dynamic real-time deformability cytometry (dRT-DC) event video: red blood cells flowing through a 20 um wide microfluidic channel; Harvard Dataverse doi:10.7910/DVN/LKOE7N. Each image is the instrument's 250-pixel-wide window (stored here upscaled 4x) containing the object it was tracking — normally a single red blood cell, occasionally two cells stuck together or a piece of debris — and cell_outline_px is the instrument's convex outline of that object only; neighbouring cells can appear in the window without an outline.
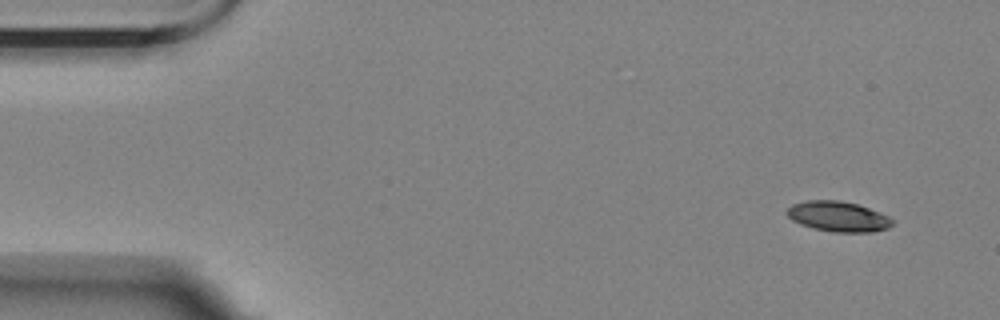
{"species": "Egyptian fruit bat (a non-hibernating species)", "species_latin": "Rousettus aegyptiacus", "temperature_condition": "room temperature", "stored_images_in_passage": 5, "camera_frame_rate_fps": 3000, "um_per_image_px": 0.085, "animal": {"sex": "female"}, "frame": {"image": 1, "passage_image": 1, "time_ms": 0.0, "image_size_px": [1000, 320], "cell_outline_px": [[896, 220], [888, 228], [872, 232], [832, 232], [812, 228], [800, 224], [792, 220], [784, 212], [792, 204], [808, 200], [840, 200], [856, 204], [868, 208], [888, 216]], "centroid_in_image_um": [71.23, 18.4], "position_along_channel_um": 13.8, "area_um2": 18.67}}
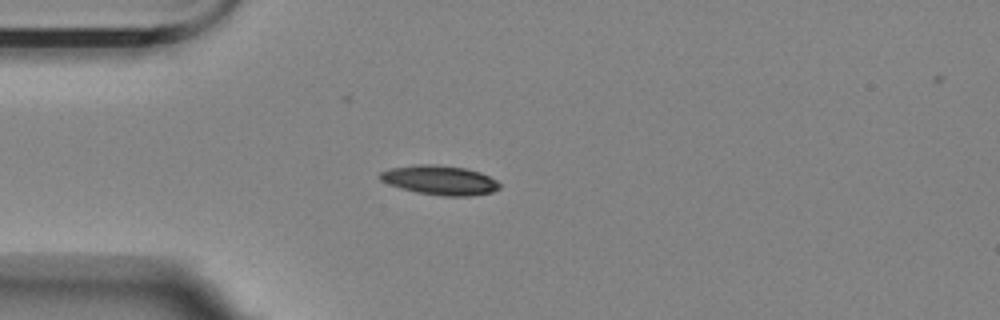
{"frame": {"image": 2, "passage_image": 4, "time_ms": 3.667, "image_size_px": [1000, 320], "cell_outline_px": [[500, 188], [492, 192], [472, 196], [444, 196], [416, 192], [400, 188], [388, 184], [380, 180], [376, 176], [380, 172], [388, 168], [416, 164], [436, 164], [464, 168], [480, 172], [496, 180], [500, 184]], "centroid_in_image_um": [37.34, 15.31], "position_along_channel_um": 47.7, "area_um2": 20.69}}